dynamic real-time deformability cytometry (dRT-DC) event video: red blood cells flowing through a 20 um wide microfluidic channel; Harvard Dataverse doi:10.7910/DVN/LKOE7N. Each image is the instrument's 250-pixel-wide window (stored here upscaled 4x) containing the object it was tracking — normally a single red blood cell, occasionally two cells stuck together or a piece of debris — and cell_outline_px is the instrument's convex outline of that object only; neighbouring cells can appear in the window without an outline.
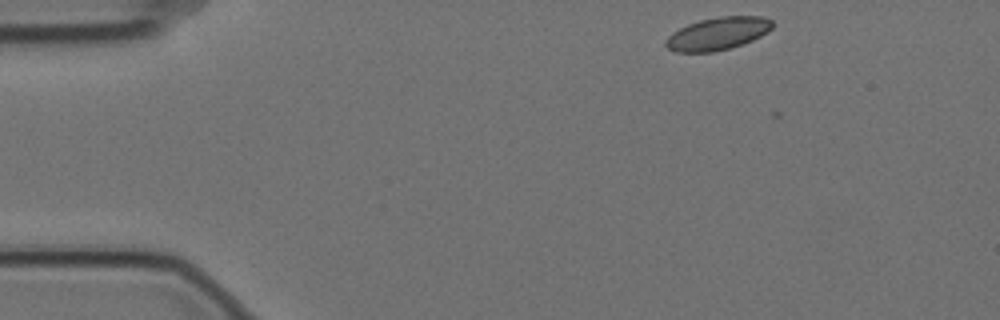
{"species": "Egyptian fruit bat (a non-hibernating species)", "species_latin": "Rousettus aegyptiacus", "temperature_condition": "cold", "stored_images_in_passage": 2, "camera_frame_rate_fps": 3000, "um_per_image_px": 0.085, "animal": {"sex": "female"}, "frame": {"image": 1, "passage_image": 1, "time_ms": 0.0, "image_size_px": [1000, 320], "cell_outline_px": [[772, 28], [768, 32], [752, 40], [728, 48], [712, 52], [676, 52], [668, 48], [664, 44], [664, 40], [672, 32], [688, 24], [700, 20], [720, 16], [764, 16], [772, 20]], "centroid_in_image_um": [60.99, 2.85], "position_along_channel_um": 24.0, "area_um2": 20.23}}